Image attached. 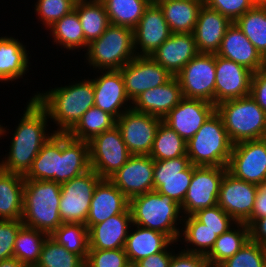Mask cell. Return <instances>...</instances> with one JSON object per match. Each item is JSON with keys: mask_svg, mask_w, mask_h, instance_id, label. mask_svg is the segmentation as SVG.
<instances>
[{"mask_svg": "<svg viewBox=\"0 0 266 267\" xmlns=\"http://www.w3.org/2000/svg\"><path fill=\"white\" fill-rule=\"evenodd\" d=\"M25 106L18 124L14 125L16 126L15 130H12L14 133L9 132L10 129L0 123V140L5 138L4 136L7 137V134L8 137L12 136L9 138L10 144L6 150L9 152L0 158V169L23 176L32 167L42 146L55 134L53 128L51 130L48 125L50 120L46 110L34 97L28 99Z\"/></svg>", "mask_w": 266, "mask_h": 267, "instance_id": "6da1fadb", "label": "cell"}, {"mask_svg": "<svg viewBox=\"0 0 266 267\" xmlns=\"http://www.w3.org/2000/svg\"><path fill=\"white\" fill-rule=\"evenodd\" d=\"M70 80L65 86L57 85L32 94L34 99L46 110L55 133H68L81 119L82 115L94 106L95 93L90 76Z\"/></svg>", "mask_w": 266, "mask_h": 267, "instance_id": "7a4b0ae2", "label": "cell"}, {"mask_svg": "<svg viewBox=\"0 0 266 267\" xmlns=\"http://www.w3.org/2000/svg\"><path fill=\"white\" fill-rule=\"evenodd\" d=\"M129 208L132 224L161 232L178 242L184 216L172 198L153 190L131 198Z\"/></svg>", "mask_w": 266, "mask_h": 267, "instance_id": "3957f363", "label": "cell"}, {"mask_svg": "<svg viewBox=\"0 0 266 267\" xmlns=\"http://www.w3.org/2000/svg\"><path fill=\"white\" fill-rule=\"evenodd\" d=\"M61 184L47 180H25L23 191L24 226L49 236L62 224L59 215Z\"/></svg>", "mask_w": 266, "mask_h": 267, "instance_id": "277c9868", "label": "cell"}, {"mask_svg": "<svg viewBox=\"0 0 266 267\" xmlns=\"http://www.w3.org/2000/svg\"><path fill=\"white\" fill-rule=\"evenodd\" d=\"M85 52L82 56L84 63L93 69L92 72L120 70L136 57L134 31L126 26L110 24L98 39L88 44Z\"/></svg>", "mask_w": 266, "mask_h": 267, "instance_id": "5b68a950", "label": "cell"}, {"mask_svg": "<svg viewBox=\"0 0 266 267\" xmlns=\"http://www.w3.org/2000/svg\"><path fill=\"white\" fill-rule=\"evenodd\" d=\"M232 148L223 120L215 111L187 142V156L194 166L227 167Z\"/></svg>", "mask_w": 266, "mask_h": 267, "instance_id": "8992f818", "label": "cell"}, {"mask_svg": "<svg viewBox=\"0 0 266 267\" xmlns=\"http://www.w3.org/2000/svg\"><path fill=\"white\" fill-rule=\"evenodd\" d=\"M216 112L233 144L264 138L266 113L250 95L221 102L216 105Z\"/></svg>", "mask_w": 266, "mask_h": 267, "instance_id": "52a82bcc", "label": "cell"}, {"mask_svg": "<svg viewBox=\"0 0 266 267\" xmlns=\"http://www.w3.org/2000/svg\"><path fill=\"white\" fill-rule=\"evenodd\" d=\"M102 178L90 169L61 184L59 215L62 223H86L91 198Z\"/></svg>", "mask_w": 266, "mask_h": 267, "instance_id": "ba28073f", "label": "cell"}, {"mask_svg": "<svg viewBox=\"0 0 266 267\" xmlns=\"http://www.w3.org/2000/svg\"><path fill=\"white\" fill-rule=\"evenodd\" d=\"M88 145L90 168L102 179L111 177L131 156L116 125L96 135Z\"/></svg>", "mask_w": 266, "mask_h": 267, "instance_id": "9c48e42d", "label": "cell"}, {"mask_svg": "<svg viewBox=\"0 0 266 267\" xmlns=\"http://www.w3.org/2000/svg\"><path fill=\"white\" fill-rule=\"evenodd\" d=\"M216 54L198 53L176 75L184 98L203 99L215 105Z\"/></svg>", "mask_w": 266, "mask_h": 267, "instance_id": "30bf717a", "label": "cell"}, {"mask_svg": "<svg viewBox=\"0 0 266 267\" xmlns=\"http://www.w3.org/2000/svg\"><path fill=\"white\" fill-rule=\"evenodd\" d=\"M227 167L197 166L181 206L183 216L217 205L221 181Z\"/></svg>", "mask_w": 266, "mask_h": 267, "instance_id": "8fae6325", "label": "cell"}, {"mask_svg": "<svg viewBox=\"0 0 266 267\" xmlns=\"http://www.w3.org/2000/svg\"><path fill=\"white\" fill-rule=\"evenodd\" d=\"M228 172L235 178L258 185L266 181V140H246L233 144Z\"/></svg>", "mask_w": 266, "mask_h": 267, "instance_id": "7c38bea8", "label": "cell"}, {"mask_svg": "<svg viewBox=\"0 0 266 267\" xmlns=\"http://www.w3.org/2000/svg\"><path fill=\"white\" fill-rule=\"evenodd\" d=\"M162 121L158 117L131 108L116 120V126L131 155H149Z\"/></svg>", "mask_w": 266, "mask_h": 267, "instance_id": "4fadbf2b", "label": "cell"}, {"mask_svg": "<svg viewBox=\"0 0 266 267\" xmlns=\"http://www.w3.org/2000/svg\"><path fill=\"white\" fill-rule=\"evenodd\" d=\"M197 166L188 156L154 161V190L167 195L179 205L183 203Z\"/></svg>", "mask_w": 266, "mask_h": 267, "instance_id": "5bb4252c", "label": "cell"}, {"mask_svg": "<svg viewBox=\"0 0 266 267\" xmlns=\"http://www.w3.org/2000/svg\"><path fill=\"white\" fill-rule=\"evenodd\" d=\"M129 200L154 190V160L131 155L125 165L108 178Z\"/></svg>", "mask_w": 266, "mask_h": 267, "instance_id": "9a60e30c", "label": "cell"}, {"mask_svg": "<svg viewBox=\"0 0 266 267\" xmlns=\"http://www.w3.org/2000/svg\"><path fill=\"white\" fill-rule=\"evenodd\" d=\"M120 71L131 102L144 91L166 83L173 76L151 56H136Z\"/></svg>", "mask_w": 266, "mask_h": 267, "instance_id": "2e32d148", "label": "cell"}, {"mask_svg": "<svg viewBox=\"0 0 266 267\" xmlns=\"http://www.w3.org/2000/svg\"><path fill=\"white\" fill-rule=\"evenodd\" d=\"M257 185L225 173L219 191L218 205L237 223H245L251 216Z\"/></svg>", "mask_w": 266, "mask_h": 267, "instance_id": "e0dca14e", "label": "cell"}, {"mask_svg": "<svg viewBox=\"0 0 266 267\" xmlns=\"http://www.w3.org/2000/svg\"><path fill=\"white\" fill-rule=\"evenodd\" d=\"M96 73V76H92L95 93L94 106L117 120L126 110L131 109L132 105L126 94L122 73L120 70L96 71Z\"/></svg>", "mask_w": 266, "mask_h": 267, "instance_id": "ac0fdd59", "label": "cell"}, {"mask_svg": "<svg viewBox=\"0 0 266 267\" xmlns=\"http://www.w3.org/2000/svg\"><path fill=\"white\" fill-rule=\"evenodd\" d=\"M215 111L211 102L183 97L162 120L188 142Z\"/></svg>", "mask_w": 266, "mask_h": 267, "instance_id": "d6986e66", "label": "cell"}, {"mask_svg": "<svg viewBox=\"0 0 266 267\" xmlns=\"http://www.w3.org/2000/svg\"><path fill=\"white\" fill-rule=\"evenodd\" d=\"M215 106L250 95L253 72L238 63L216 55Z\"/></svg>", "mask_w": 266, "mask_h": 267, "instance_id": "ffe728a7", "label": "cell"}, {"mask_svg": "<svg viewBox=\"0 0 266 267\" xmlns=\"http://www.w3.org/2000/svg\"><path fill=\"white\" fill-rule=\"evenodd\" d=\"M133 31L136 56H151L172 34L160 7L152 4Z\"/></svg>", "mask_w": 266, "mask_h": 267, "instance_id": "44dd1931", "label": "cell"}, {"mask_svg": "<svg viewBox=\"0 0 266 267\" xmlns=\"http://www.w3.org/2000/svg\"><path fill=\"white\" fill-rule=\"evenodd\" d=\"M130 200L109 180L102 179L95 187L85 225L104 222L109 217L128 211Z\"/></svg>", "mask_w": 266, "mask_h": 267, "instance_id": "7402d4cb", "label": "cell"}, {"mask_svg": "<svg viewBox=\"0 0 266 267\" xmlns=\"http://www.w3.org/2000/svg\"><path fill=\"white\" fill-rule=\"evenodd\" d=\"M182 98L180 82L172 76L166 83L138 95L132 101L131 108L163 119Z\"/></svg>", "mask_w": 266, "mask_h": 267, "instance_id": "603a6c76", "label": "cell"}, {"mask_svg": "<svg viewBox=\"0 0 266 267\" xmlns=\"http://www.w3.org/2000/svg\"><path fill=\"white\" fill-rule=\"evenodd\" d=\"M5 35L0 37V82L10 84L23 79L26 83L28 81L23 77L32 69L29 68L31 54L24 41L7 33Z\"/></svg>", "mask_w": 266, "mask_h": 267, "instance_id": "cb8c5ba5", "label": "cell"}, {"mask_svg": "<svg viewBox=\"0 0 266 267\" xmlns=\"http://www.w3.org/2000/svg\"><path fill=\"white\" fill-rule=\"evenodd\" d=\"M198 53L193 33H172L151 57L176 76Z\"/></svg>", "mask_w": 266, "mask_h": 267, "instance_id": "d4e9b609", "label": "cell"}, {"mask_svg": "<svg viewBox=\"0 0 266 267\" xmlns=\"http://www.w3.org/2000/svg\"><path fill=\"white\" fill-rule=\"evenodd\" d=\"M233 22L217 10L203 4L193 31L199 53H214L219 50L221 41Z\"/></svg>", "mask_w": 266, "mask_h": 267, "instance_id": "484cf974", "label": "cell"}, {"mask_svg": "<svg viewBox=\"0 0 266 267\" xmlns=\"http://www.w3.org/2000/svg\"><path fill=\"white\" fill-rule=\"evenodd\" d=\"M216 55L234 61L253 73L264 67L263 56L234 22L227 29Z\"/></svg>", "mask_w": 266, "mask_h": 267, "instance_id": "4316f807", "label": "cell"}, {"mask_svg": "<svg viewBox=\"0 0 266 267\" xmlns=\"http://www.w3.org/2000/svg\"><path fill=\"white\" fill-rule=\"evenodd\" d=\"M131 225L130 209L111 216L104 222L92 225L88 229L89 249L115 250L124 248Z\"/></svg>", "mask_w": 266, "mask_h": 267, "instance_id": "83f0119b", "label": "cell"}, {"mask_svg": "<svg viewBox=\"0 0 266 267\" xmlns=\"http://www.w3.org/2000/svg\"><path fill=\"white\" fill-rule=\"evenodd\" d=\"M90 169L88 142L74 139L67 133H61L58 183H65Z\"/></svg>", "mask_w": 266, "mask_h": 267, "instance_id": "f1b7e54d", "label": "cell"}, {"mask_svg": "<svg viewBox=\"0 0 266 267\" xmlns=\"http://www.w3.org/2000/svg\"><path fill=\"white\" fill-rule=\"evenodd\" d=\"M172 242L166 234L132 224L124 249L133 266L140 259L164 251Z\"/></svg>", "mask_w": 266, "mask_h": 267, "instance_id": "f546056e", "label": "cell"}, {"mask_svg": "<svg viewBox=\"0 0 266 267\" xmlns=\"http://www.w3.org/2000/svg\"><path fill=\"white\" fill-rule=\"evenodd\" d=\"M204 0H166L158 4L172 33H193Z\"/></svg>", "mask_w": 266, "mask_h": 267, "instance_id": "4dcf8cb0", "label": "cell"}, {"mask_svg": "<svg viewBox=\"0 0 266 267\" xmlns=\"http://www.w3.org/2000/svg\"><path fill=\"white\" fill-rule=\"evenodd\" d=\"M48 31L53 45L64 48V52L67 50L73 53L74 51L76 54L82 50L85 53L88 47L78 13L74 9L52 24L47 29Z\"/></svg>", "mask_w": 266, "mask_h": 267, "instance_id": "1f68e13d", "label": "cell"}, {"mask_svg": "<svg viewBox=\"0 0 266 267\" xmlns=\"http://www.w3.org/2000/svg\"><path fill=\"white\" fill-rule=\"evenodd\" d=\"M24 183L23 175L0 169V220L22 219Z\"/></svg>", "mask_w": 266, "mask_h": 267, "instance_id": "d6a6232c", "label": "cell"}, {"mask_svg": "<svg viewBox=\"0 0 266 267\" xmlns=\"http://www.w3.org/2000/svg\"><path fill=\"white\" fill-rule=\"evenodd\" d=\"M61 157V133H55L40 149L25 180H47L58 183V165Z\"/></svg>", "mask_w": 266, "mask_h": 267, "instance_id": "836d02e7", "label": "cell"}, {"mask_svg": "<svg viewBox=\"0 0 266 267\" xmlns=\"http://www.w3.org/2000/svg\"><path fill=\"white\" fill-rule=\"evenodd\" d=\"M217 238L218 235L214 231L199 222L193 215L183 217L178 239L180 242L178 244L184 245L182 250L206 256L213 248Z\"/></svg>", "mask_w": 266, "mask_h": 267, "instance_id": "e575fe53", "label": "cell"}, {"mask_svg": "<svg viewBox=\"0 0 266 267\" xmlns=\"http://www.w3.org/2000/svg\"><path fill=\"white\" fill-rule=\"evenodd\" d=\"M74 10L78 13L88 44L98 39L110 25L109 17L100 0H76Z\"/></svg>", "mask_w": 266, "mask_h": 267, "instance_id": "d590c367", "label": "cell"}, {"mask_svg": "<svg viewBox=\"0 0 266 267\" xmlns=\"http://www.w3.org/2000/svg\"><path fill=\"white\" fill-rule=\"evenodd\" d=\"M249 239V226L246 223H236L227 232L218 236L213 248L206 255L210 267H218L234 256Z\"/></svg>", "mask_w": 266, "mask_h": 267, "instance_id": "8d00e7d4", "label": "cell"}, {"mask_svg": "<svg viewBox=\"0 0 266 267\" xmlns=\"http://www.w3.org/2000/svg\"><path fill=\"white\" fill-rule=\"evenodd\" d=\"M115 125L116 119L112 115L92 106L67 134L74 139L89 142L96 135L112 129Z\"/></svg>", "mask_w": 266, "mask_h": 267, "instance_id": "74e56055", "label": "cell"}, {"mask_svg": "<svg viewBox=\"0 0 266 267\" xmlns=\"http://www.w3.org/2000/svg\"><path fill=\"white\" fill-rule=\"evenodd\" d=\"M106 10L111 25L126 26L134 29L144 10L149 6L148 0H100Z\"/></svg>", "mask_w": 266, "mask_h": 267, "instance_id": "f35d334b", "label": "cell"}, {"mask_svg": "<svg viewBox=\"0 0 266 267\" xmlns=\"http://www.w3.org/2000/svg\"><path fill=\"white\" fill-rule=\"evenodd\" d=\"M49 235L43 231L22 226L13 247L14 258L27 267H35L39 261L44 241Z\"/></svg>", "mask_w": 266, "mask_h": 267, "instance_id": "ab89813d", "label": "cell"}, {"mask_svg": "<svg viewBox=\"0 0 266 267\" xmlns=\"http://www.w3.org/2000/svg\"><path fill=\"white\" fill-rule=\"evenodd\" d=\"M149 156L154 161L187 156V142L162 121Z\"/></svg>", "mask_w": 266, "mask_h": 267, "instance_id": "60d3db41", "label": "cell"}, {"mask_svg": "<svg viewBox=\"0 0 266 267\" xmlns=\"http://www.w3.org/2000/svg\"><path fill=\"white\" fill-rule=\"evenodd\" d=\"M234 23L263 56L266 53V6L255 5Z\"/></svg>", "mask_w": 266, "mask_h": 267, "instance_id": "b9f144b4", "label": "cell"}, {"mask_svg": "<svg viewBox=\"0 0 266 267\" xmlns=\"http://www.w3.org/2000/svg\"><path fill=\"white\" fill-rule=\"evenodd\" d=\"M59 245L79 255L84 261L89 251L88 228L82 223H62L51 235Z\"/></svg>", "mask_w": 266, "mask_h": 267, "instance_id": "7bdbcfd3", "label": "cell"}, {"mask_svg": "<svg viewBox=\"0 0 266 267\" xmlns=\"http://www.w3.org/2000/svg\"><path fill=\"white\" fill-rule=\"evenodd\" d=\"M35 267H85V261L48 236Z\"/></svg>", "mask_w": 266, "mask_h": 267, "instance_id": "ee69618b", "label": "cell"}, {"mask_svg": "<svg viewBox=\"0 0 266 267\" xmlns=\"http://www.w3.org/2000/svg\"><path fill=\"white\" fill-rule=\"evenodd\" d=\"M32 6L38 22L47 30L57 20L69 14L75 6L76 0H35Z\"/></svg>", "mask_w": 266, "mask_h": 267, "instance_id": "f6af8a7d", "label": "cell"}, {"mask_svg": "<svg viewBox=\"0 0 266 267\" xmlns=\"http://www.w3.org/2000/svg\"><path fill=\"white\" fill-rule=\"evenodd\" d=\"M265 261L262 245L249 239L234 256L218 267H265Z\"/></svg>", "mask_w": 266, "mask_h": 267, "instance_id": "bcb514c9", "label": "cell"}, {"mask_svg": "<svg viewBox=\"0 0 266 267\" xmlns=\"http://www.w3.org/2000/svg\"><path fill=\"white\" fill-rule=\"evenodd\" d=\"M193 216L218 236L227 232L237 223L218 204L198 210Z\"/></svg>", "mask_w": 266, "mask_h": 267, "instance_id": "7dc6e473", "label": "cell"}, {"mask_svg": "<svg viewBox=\"0 0 266 267\" xmlns=\"http://www.w3.org/2000/svg\"><path fill=\"white\" fill-rule=\"evenodd\" d=\"M85 267H132L124 248L115 250L89 249Z\"/></svg>", "mask_w": 266, "mask_h": 267, "instance_id": "c3c4849f", "label": "cell"}, {"mask_svg": "<svg viewBox=\"0 0 266 267\" xmlns=\"http://www.w3.org/2000/svg\"><path fill=\"white\" fill-rule=\"evenodd\" d=\"M204 4L235 22L246 11L251 10L256 2L255 0H204Z\"/></svg>", "mask_w": 266, "mask_h": 267, "instance_id": "681fc988", "label": "cell"}, {"mask_svg": "<svg viewBox=\"0 0 266 267\" xmlns=\"http://www.w3.org/2000/svg\"><path fill=\"white\" fill-rule=\"evenodd\" d=\"M23 225L22 219L0 220V261L14 257L13 247Z\"/></svg>", "mask_w": 266, "mask_h": 267, "instance_id": "f907efd6", "label": "cell"}, {"mask_svg": "<svg viewBox=\"0 0 266 267\" xmlns=\"http://www.w3.org/2000/svg\"><path fill=\"white\" fill-rule=\"evenodd\" d=\"M179 247V251L173 252L169 267H210L205 255L186 252Z\"/></svg>", "mask_w": 266, "mask_h": 267, "instance_id": "816d5d0a", "label": "cell"}, {"mask_svg": "<svg viewBox=\"0 0 266 267\" xmlns=\"http://www.w3.org/2000/svg\"><path fill=\"white\" fill-rule=\"evenodd\" d=\"M250 96L266 113V67L253 73Z\"/></svg>", "mask_w": 266, "mask_h": 267, "instance_id": "f5cc1de1", "label": "cell"}, {"mask_svg": "<svg viewBox=\"0 0 266 267\" xmlns=\"http://www.w3.org/2000/svg\"><path fill=\"white\" fill-rule=\"evenodd\" d=\"M176 245L179 246L178 242L173 241L164 251L140 259L132 267H169L173 252L178 247Z\"/></svg>", "mask_w": 266, "mask_h": 267, "instance_id": "db71d44e", "label": "cell"}, {"mask_svg": "<svg viewBox=\"0 0 266 267\" xmlns=\"http://www.w3.org/2000/svg\"><path fill=\"white\" fill-rule=\"evenodd\" d=\"M263 217H266V181L257 185V193L252 214L245 223L250 226L256 219Z\"/></svg>", "mask_w": 266, "mask_h": 267, "instance_id": "11a10c76", "label": "cell"}, {"mask_svg": "<svg viewBox=\"0 0 266 267\" xmlns=\"http://www.w3.org/2000/svg\"><path fill=\"white\" fill-rule=\"evenodd\" d=\"M250 240L262 245L266 241V217L256 219L249 226Z\"/></svg>", "mask_w": 266, "mask_h": 267, "instance_id": "9f6ffc18", "label": "cell"}, {"mask_svg": "<svg viewBox=\"0 0 266 267\" xmlns=\"http://www.w3.org/2000/svg\"><path fill=\"white\" fill-rule=\"evenodd\" d=\"M0 267H27L25 264L20 262L17 258H10L7 260L0 261Z\"/></svg>", "mask_w": 266, "mask_h": 267, "instance_id": "6f0895ef", "label": "cell"}, {"mask_svg": "<svg viewBox=\"0 0 266 267\" xmlns=\"http://www.w3.org/2000/svg\"><path fill=\"white\" fill-rule=\"evenodd\" d=\"M166 1V0H148L149 4L158 5L159 3Z\"/></svg>", "mask_w": 266, "mask_h": 267, "instance_id": "680465c9", "label": "cell"}, {"mask_svg": "<svg viewBox=\"0 0 266 267\" xmlns=\"http://www.w3.org/2000/svg\"><path fill=\"white\" fill-rule=\"evenodd\" d=\"M256 5L266 6V0H255Z\"/></svg>", "mask_w": 266, "mask_h": 267, "instance_id": "91938a15", "label": "cell"}, {"mask_svg": "<svg viewBox=\"0 0 266 267\" xmlns=\"http://www.w3.org/2000/svg\"><path fill=\"white\" fill-rule=\"evenodd\" d=\"M262 248H263V251H264V256L266 258V241L262 244Z\"/></svg>", "mask_w": 266, "mask_h": 267, "instance_id": "94428289", "label": "cell"}, {"mask_svg": "<svg viewBox=\"0 0 266 267\" xmlns=\"http://www.w3.org/2000/svg\"><path fill=\"white\" fill-rule=\"evenodd\" d=\"M264 67H266V53L263 55Z\"/></svg>", "mask_w": 266, "mask_h": 267, "instance_id": "6125c7cd", "label": "cell"}]
</instances>
